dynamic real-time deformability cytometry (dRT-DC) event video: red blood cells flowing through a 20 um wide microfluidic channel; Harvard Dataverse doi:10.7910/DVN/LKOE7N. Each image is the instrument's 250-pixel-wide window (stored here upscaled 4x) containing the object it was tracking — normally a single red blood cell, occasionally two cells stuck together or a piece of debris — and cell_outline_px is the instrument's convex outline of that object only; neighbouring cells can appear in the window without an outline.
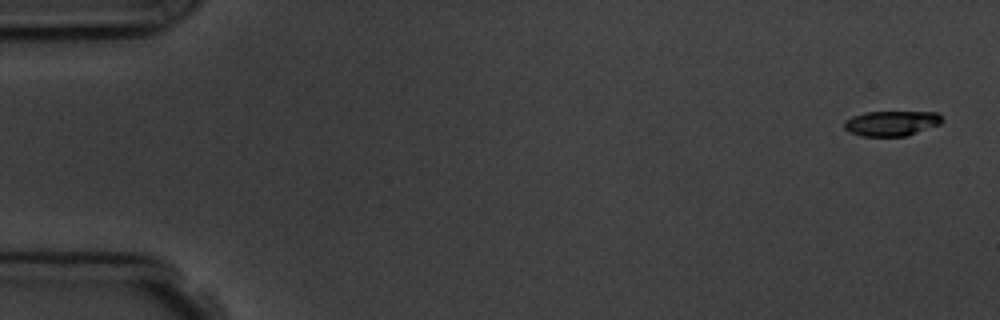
{"species": "common noctule bat (a hibernating species)", "species_latin": "Nyctalus noctula", "temperature_condition": "room temperature", "stored_images_in_passage": 5, "camera_frame_rate_fps": 3000, "um_per_image_px": 0.085, "animal": {"sex": "male", "body_mass_g": 19.5, "forearm_length_mm": 54.6}, "frame": {"image": 1, "passage_image": 1, "time_ms": 0.0, "image_size_px": [1000, 320], "cell_outline_px": [[944, 120], [940, 124], [908, 136], [864, 136], [848, 132], [844, 128], [844, 120], [852, 116], [864, 112], [936, 112]], "centroid_in_image_um": [75.76, 10.48], "position_along_channel_um": 9.2, "area_um2": 14.39}}
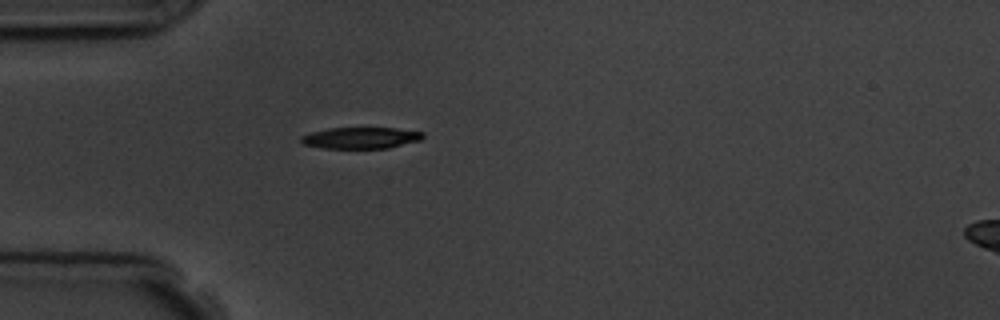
{"frame": {"image": 2, "passage_image": 5, "time_ms": 4.667, "image_size_px": [1000, 320], "cell_outline_px": [[424, 136], [420, 140], [388, 148], [324, 148], [304, 144], [300, 140], [300, 136], [312, 132], [328, 128], [396, 128], [424, 132]], "centroid_in_image_um": [30.67, 11.71], "position_along_channel_um": 54.3, "area_um2": 15.09}}